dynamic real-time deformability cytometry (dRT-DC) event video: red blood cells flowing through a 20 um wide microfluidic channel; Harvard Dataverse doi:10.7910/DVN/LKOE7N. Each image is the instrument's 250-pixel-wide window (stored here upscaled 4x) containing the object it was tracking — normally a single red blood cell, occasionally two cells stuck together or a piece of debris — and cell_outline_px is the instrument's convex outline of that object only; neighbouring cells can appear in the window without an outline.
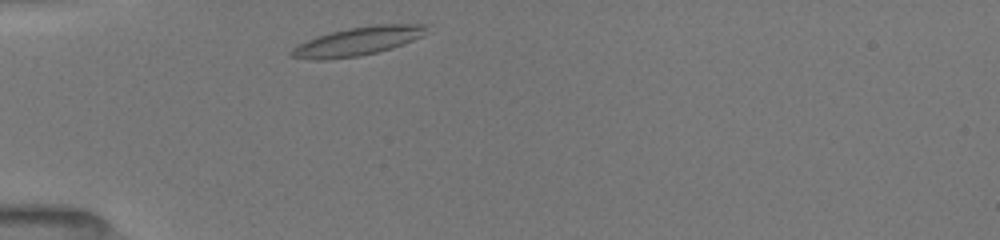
{"species": "common noctule bat (a hibernating species)", "species_latin": "Nyctalus noctula", "temperature_condition": "room temperature", "stored_images_in_passage": 38, "camera_frame_rate_fps": 3000, "um_per_image_px": 0.085, "animal": {"sex": "female", "body_mass_g": 19.5, "forearm_length_mm": 54.1}, "frame": {"image": 1, "passage_image": 2, "time_ms": 0.333, "image_size_px": [1000, 240], "cell_outline_px": [[424, 28], [420, 36], [412, 40], [392, 48], [360, 56], [324, 60], [316, 60], [292, 56], [288, 52], [292, 48], [308, 40], [332, 32], [348, 28], [376, 24], [424, 24]], "centroid_in_image_um": [30.35, 3.52], "position_along_channel_um": 54.6, "area_um2": 21.85}}
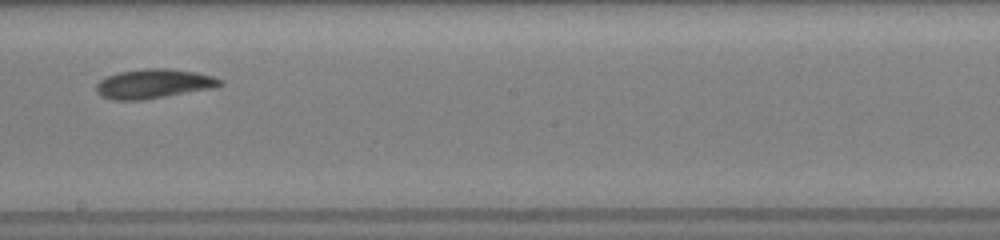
{"frame": {"image": 2, "passage_image": 17, "time_ms": 5.333, "image_size_px": [1000, 240], "cell_outline_px": [[220, 84], [216, 88], [140, 100], [112, 100], [100, 96], [96, 92], [96, 84], [104, 76], [120, 72], [144, 68], [172, 68], [196, 72], [212, 76], [220, 80]], "centroid_in_image_um": [13.01, 7.11], "position_along_channel_um": 235.2, "area_um2": 21.27}}
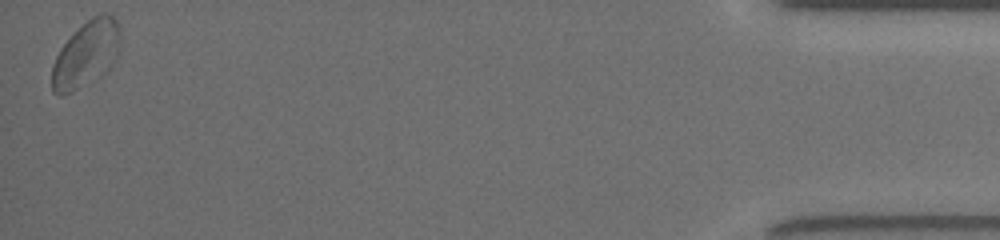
{"frame": {"image": 3, "passage_image": 38, "time_ms": 12.333, "image_size_px": [1000, 240], "cell_outline_px": [[120, 44], [72, 92], [60, 96], [52, 92], [52, 64], [60, 48], [92, 16], [100, 12], [108, 12], [116, 20], [120, 32]], "centroid_in_image_um": [7.18, 4.47], "position_along_channel_um": 428.0, "area_um2": 23.35}, "authors_computed_cell_mechanics": {"area_um2": 20.5768, "velocity_mm_per_s": 3.9153, "shape_relaxation_time_tau1_ms": 3.5251, "shape_relaxation_time_tau2_ms": 3.614, "deformation_change_tau1": 0.1202, "deformation_change_tau2": 0.0867}}